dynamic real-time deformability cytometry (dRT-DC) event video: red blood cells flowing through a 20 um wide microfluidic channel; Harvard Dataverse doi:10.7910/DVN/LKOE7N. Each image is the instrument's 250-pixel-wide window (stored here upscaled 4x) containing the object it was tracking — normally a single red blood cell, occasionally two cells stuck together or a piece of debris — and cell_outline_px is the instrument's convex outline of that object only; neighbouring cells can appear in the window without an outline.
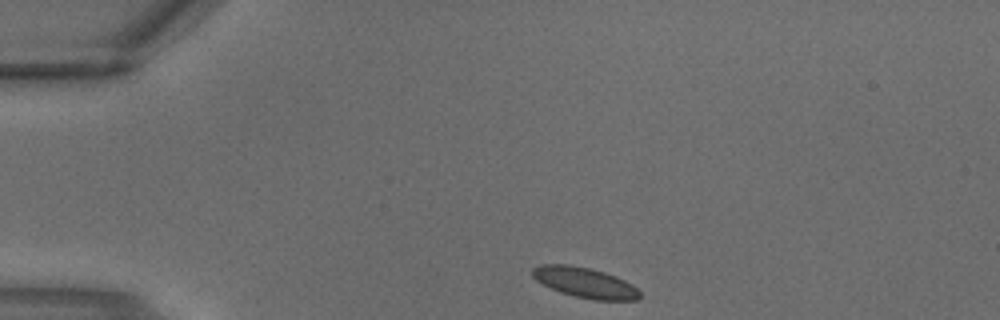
{"species": "common noctule bat (a hibernating species)", "species_latin": "Nyctalus noctula", "temperature_condition": "warm", "stored_images_in_passage": 2, "camera_frame_rate_fps": 3000, "um_per_image_px": 0.085, "animal": {"sex": "male", "body_mass_g": 18.8}, "frame": {"image": 1, "passage_image": 1, "time_ms": 0.0, "image_size_px": [1000, 320], "cell_outline_px": [[640, 296], [636, 300], [596, 300], [576, 296], [560, 292], [536, 280], [532, 276], [532, 268], [540, 264], [568, 264], [592, 268], [616, 276], [632, 284], [640, 292]], "centroid_in_image_um": [49.71, 24.0], "position_along_channel_um": 35.3, "area_um2": 18.9}}